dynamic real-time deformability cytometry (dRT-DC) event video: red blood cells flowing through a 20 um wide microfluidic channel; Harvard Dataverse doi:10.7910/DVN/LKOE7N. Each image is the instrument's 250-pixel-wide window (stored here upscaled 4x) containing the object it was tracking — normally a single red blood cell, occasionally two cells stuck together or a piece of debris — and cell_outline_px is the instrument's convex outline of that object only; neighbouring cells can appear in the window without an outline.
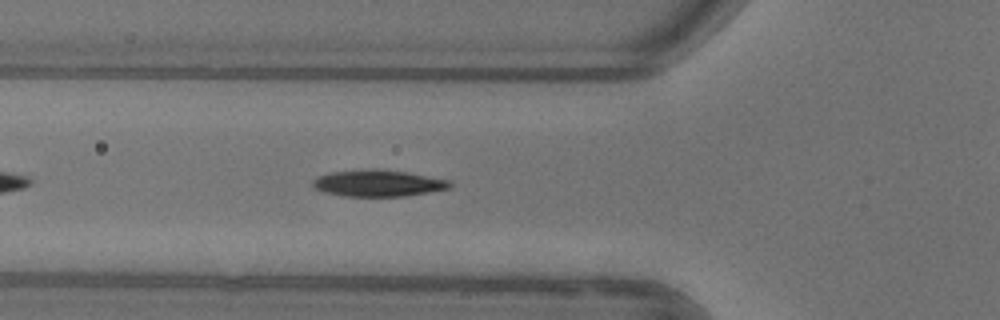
{"species": "common noctule bat (a hibernating species)", "species_latin": "Nyctalus noctula", "temperature_condition": "warm", "stored_images_in_passage": 34, "camera_frame_rate_fps": 3000, "um_per_image_px": 0.085, "animal": {"sex": "female"}, "frame": {"image": 1, "passage_image": 6, "time_ms": 1.667, "image_size_px": [1000, 320], "cell_outline_px": [[452, 184], [448, 188], [404, 196], [344, 196], [324, 192], [316, 188], [312, 184], [312, 180], [316, 176], [328, 172], [364, 168], [384, 168], [408, 172], [448, 180]], "centroid_in_image_um": [32.06, 15.54], "position_along_channel_um": 93.7, "area_um2": 21.44}}
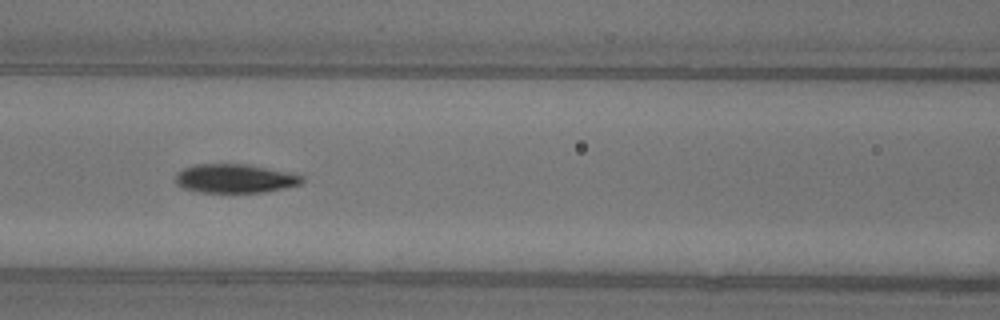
{"frame": {"image": 2, "passage_image": 10, "time_ms": 3.0, "image_size_px": [1000, 320], "cell_outline_px": [[304, 180], [300, 184], [264, 192], [200, 192], [184, 188], [176, 184], [176, 176], [184, 168], [196, 164], [248, 164], [296, 172], [304, 176]], "centroid_in_image_um": [20.05, 15.16], "position_along_channel_um": 146.6, "area_um2": 21.39}, "authors_computed_cell_mechanics": {"area_um2": 21.386, "velocity_mm_per_s": 3.9175, "shape_relaxation_time_tau1_ms": 3.7613, "shape_relaxation_time_tau2_ms": 10.4762, "deformation_change_tau1": 0.1865, "deformation_change_tau2": 0.1396}}